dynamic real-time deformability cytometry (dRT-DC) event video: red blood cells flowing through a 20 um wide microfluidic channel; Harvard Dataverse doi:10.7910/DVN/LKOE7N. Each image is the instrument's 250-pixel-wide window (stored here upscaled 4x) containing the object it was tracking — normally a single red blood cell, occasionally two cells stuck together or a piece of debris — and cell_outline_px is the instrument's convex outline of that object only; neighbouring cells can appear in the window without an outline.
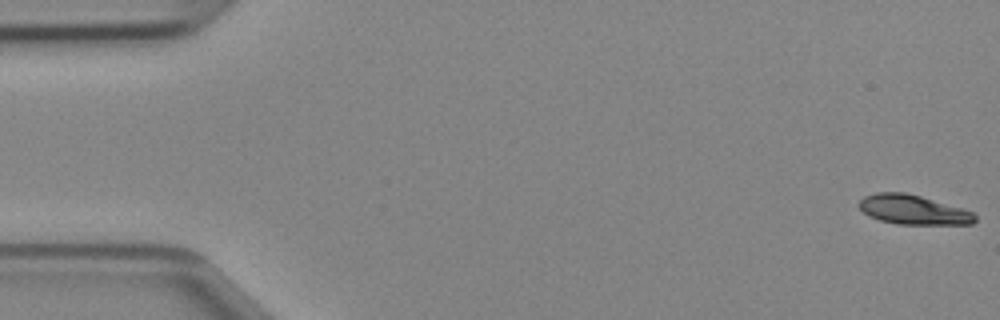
{"species": "Egyptian fruit bat (a non-hibernating species)", "species_latin": "Rousettus aegyptiacus", "temperature_condition": "cold", "stored_images_in_passage": 47, "camera_frame_rate_fps": 3000, "um_per_image_px": 0.085, "animal": {"sex": "female"}, "frame": {"image": 1, "passage_image": 1, "time_ms": 0.0, "image_size_px": [1000, 320], "cell_outline_px": [[976, 220], [972, 224], [896, 224], [880, 220], [868, 216], [856, 204], [864, 196], [876, 192], [904, 192], [920, 196], [964, 208], [972, 212], [976, 216]], "centroid_in_image_um": [77.6, 17.82], "position_along_channel_um": 7.4, "area_um2": 20.0}}
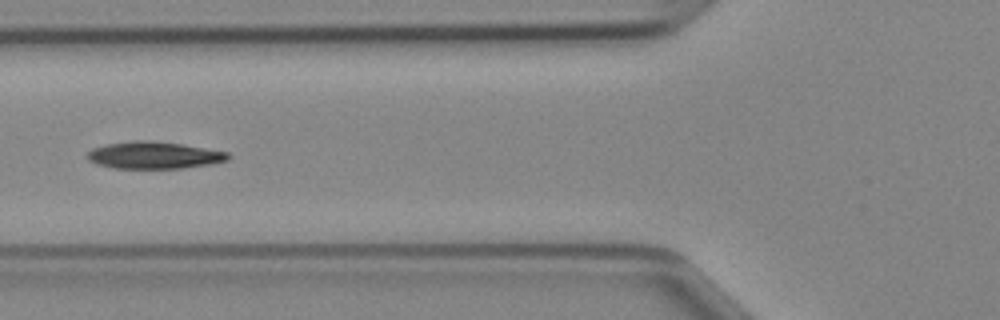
{"frame": {"image": 2, "passage_image": 18, "time_ms": 5.667, "image_size_px": [1000, 320], "cell_outline_px": [[232, 156], [228, 160], [208, 164], [184, 168], [112, 168], [96, 164], [88, 160], [88, 152], [92, 148], [108, 144], [136, 140], [144, 140], [180, 144], [228, 152]], "centroid_in_image_um": [13.08, 13.2], "position_along_channel_um": 112.7, "area_um2": 21.96}}
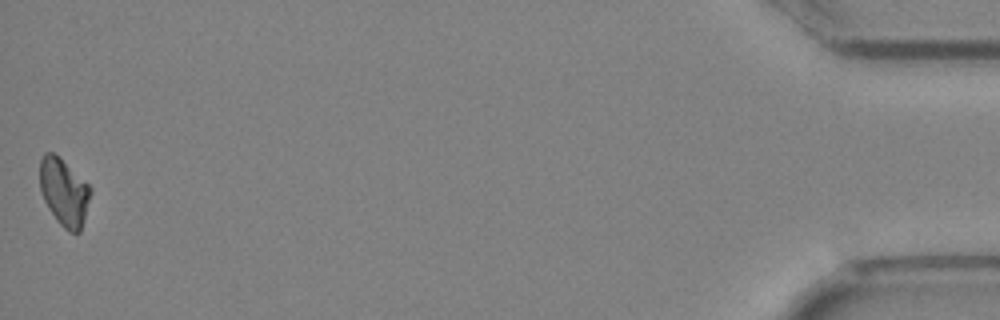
{"frame": {"image": 3, "passage_image": 47, "time_ms": 15.333, "image_size_px": [1000, 320], "cell_outline_px": [[92, 192], [84, 220], [80, 232], [68, 232], [56, 220], [48, 208], [40, 192], [40, 160], [44, 152], [52, 152], [88, 184], [92, 188]], "centroid_in_image_um": [5.44, 16.36], "position_along_channel_um": 429.8, "area_um2": 19.71}}